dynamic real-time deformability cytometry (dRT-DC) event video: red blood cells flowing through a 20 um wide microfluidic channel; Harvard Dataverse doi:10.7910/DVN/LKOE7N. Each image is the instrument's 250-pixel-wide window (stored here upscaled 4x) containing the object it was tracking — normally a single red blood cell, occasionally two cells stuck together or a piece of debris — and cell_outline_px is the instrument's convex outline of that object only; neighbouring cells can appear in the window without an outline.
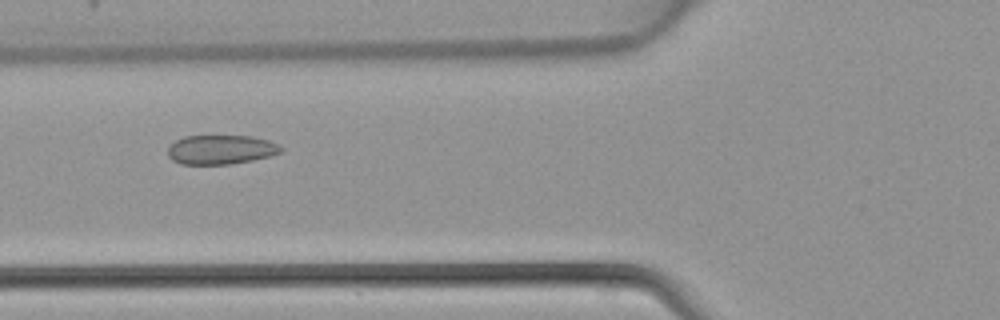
{"species": "common noctule bat (a hibernating species)", "species_latin": "Nyctalus noctula", "temperature_condition": "warm", "stored_images_in_passage": 45, "camera_frame_rate_fps": 3000, "um_per_image_px": 0.085, "animal": {"sex": "female", "body_mass_g": 22.7, "forearm_length_mm": 54.2}, "frame": {"image": 1, "passage_image": 17, "time_ms": 5.333, "image_size_px": [1000, 320], "cell_outline_px": [[284, 152], [252, 160], [232, 164], [180, 164], [172, 160], [168, 156], [168, 148], [176, 140], [184, 136], [252, 136], [268, 140], [280, 144], [284, 148]], "centroid_in_image_um": [18.81, 12.72], "position_along_channel_um": 107.0, "area_um2": 19.42}}
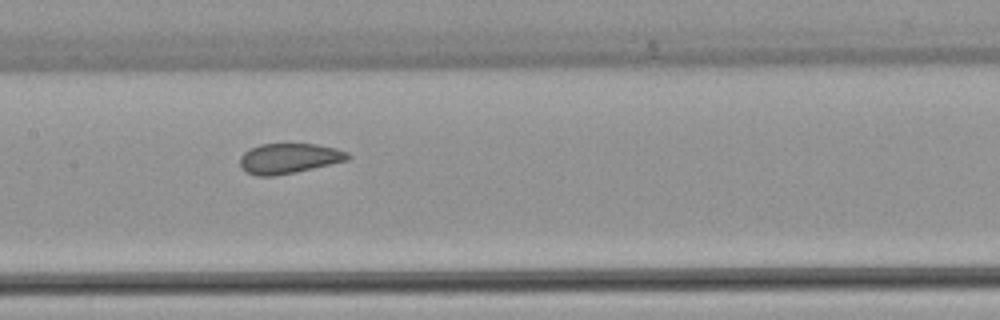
{"frame": {"image": 2, "passage_image": 22, "time_ms": 7.0, "image_size_px": [1000, 320], "cell_outline_px": [[352, 156], [348, 160], [296, 172], [272, 176], [256, 176], [244, 172], [240, 168], [240, 156], [244, 152], [260, 144], [316, 144], [336, 148], [348, 152]], "centroid_in_image_um": [24.55, 13.47], "position_along_channel_um": 182.9, "area_um2": 19.07}}
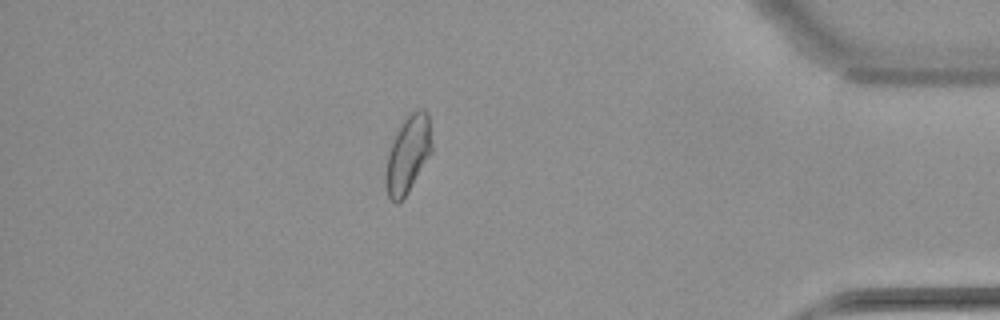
{"frame": {"image": 3, "passage_image": 39, "time_ms": 12.667, "image_size_px": [1000, 320], "cell_outline_px": [[432, 152], [404, 200], [396, 204], [388, 196], [388, 156], [392, 144], [404, 116], [408, 112], [416, 108], [424, 108], [428, 112], [432, 140]], "centroid_in_image_um": [34.75, 13.04], "position_along_channel_um": 400.4, "area_um2": 20.52}}